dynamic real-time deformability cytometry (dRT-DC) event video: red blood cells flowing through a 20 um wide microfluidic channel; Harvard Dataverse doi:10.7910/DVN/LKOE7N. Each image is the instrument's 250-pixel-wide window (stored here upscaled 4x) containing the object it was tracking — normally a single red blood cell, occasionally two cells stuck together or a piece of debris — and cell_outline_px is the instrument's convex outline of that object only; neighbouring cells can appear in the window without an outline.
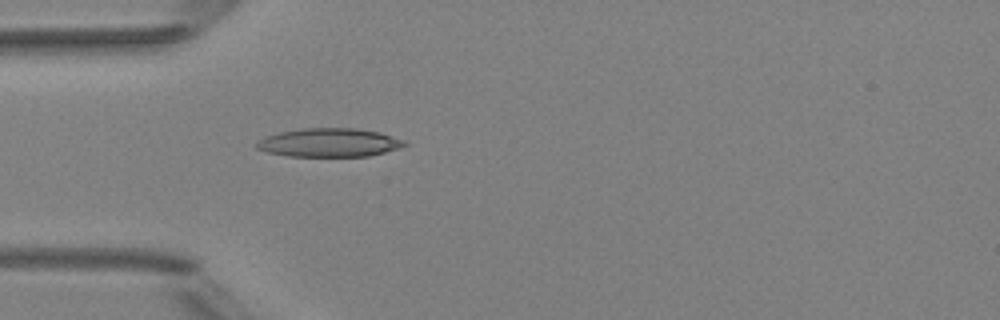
{"species": "Egyptian fruit bat (a non-hibernating species)", "species_latin": "Rousettus aegyptiacus", "temperature_condition": "room temperature", "stored_images_in_passage": 1, "camera_frame_rate_fps": 3000, "um_per_image_px": 0.085, "animal": {"sex": "female"}, "frame": {"image": 1, "passage_image": 1, "time_ms": 0.0, "image_size_px": [1000, 320], "cell_outline_px": [[408, 144], [400, 148], [368, 156], [288, 156], [268, 152], [256, 148], [256, 144], [264, 136], [280, 132], [300, 128], [356, 128], [380, 132], [404, 140]], "centroid_in_image_um": [27.99, 12.11], "position_along_channel_um": 57.0, "area_um2": 24.62}}